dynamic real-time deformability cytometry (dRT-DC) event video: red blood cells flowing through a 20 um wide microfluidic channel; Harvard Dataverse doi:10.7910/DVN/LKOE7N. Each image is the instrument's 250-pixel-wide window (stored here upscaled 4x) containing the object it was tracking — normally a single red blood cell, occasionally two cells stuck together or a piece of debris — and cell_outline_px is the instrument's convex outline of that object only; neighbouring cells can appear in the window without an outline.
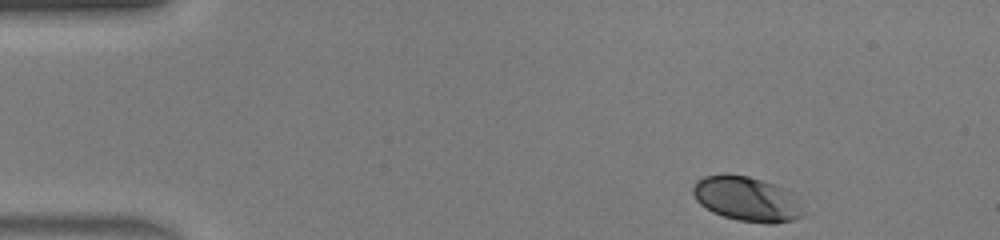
{"species": "human", "species_latin": "Homo sapiens", "temperature_condition": "warm", "stored_images_in_passage": 42, "camera_frame_rate_fps": 3000, "um_per_image_px": 0.085, "donor": {"sex": "male"}, "frame": {"image": 1, "passage_image": 1, "time_ms": 0.0, "image_size_px": [1000, 240], "cell_outline_px": [[804, 216], [792, 220], [772, 224], [764, 224], [736, 220], [712, 212], [704, 208], [696, 200], [692, 192], [692, 188], [696, 180], [704, 176], [748, 176], [776, 184], [788, 188], [796, 192], [804, 212]], "centroid_in_image_um": [63.55, 16.94], "position_along_channel_um": 21.4, "area_um2": 29.13}}
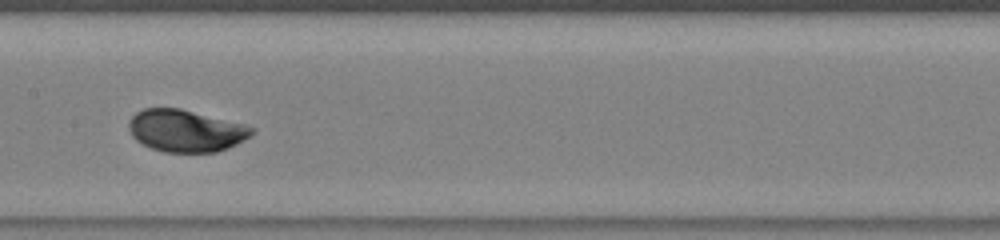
{"frame": {"image": 2, "passage_image": 19, "time_ms": 6.0, "image_size_px": [1000, 240], "cell_outline_px": [[256, 128], [244, 140], [228, 148], [216, 152], [164, 152], [152, 148], [136, 140], [132, 136], [128, 128], [128, 120], [136, 112], [144, 108], [180, 108], [244, 124]], "centroid_in_image_um": [15.76, 11.11], "position_along_channel_um": 191.6, "area_um2": 30.11}}
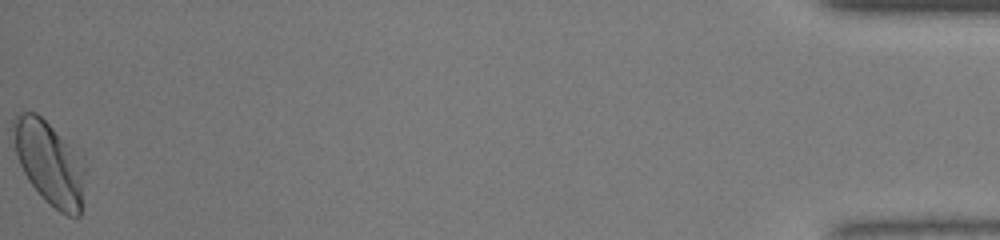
{"frame": {"image": 3, "passage_image": 42, "time_ms": 13.667, "image_size_px": [1000, 240], "cell_outline_px": [[84, 172], [80, 216], [68, 216], [60, 212], [44, 200], [28, 180], [16, 156], [12, 128], [12, 120], [16, 112], [36, 112], [84, 156]], "centroid_in_image_um": [4.19, 13.81], "position_along_channel_um": 431.0, "area_um2": 35.14}, "authors_computed_cell_mechanics": {"area_um2": 29.3624, "velocity_mm_per_s": 4.4242, "shape_relaxation_time_tau1_ms": 1.7857, "shape_relaxation_time_tau2_ms": null, "deformation_change_tau1": 0.1204, "deformation_change_tau2": null}}